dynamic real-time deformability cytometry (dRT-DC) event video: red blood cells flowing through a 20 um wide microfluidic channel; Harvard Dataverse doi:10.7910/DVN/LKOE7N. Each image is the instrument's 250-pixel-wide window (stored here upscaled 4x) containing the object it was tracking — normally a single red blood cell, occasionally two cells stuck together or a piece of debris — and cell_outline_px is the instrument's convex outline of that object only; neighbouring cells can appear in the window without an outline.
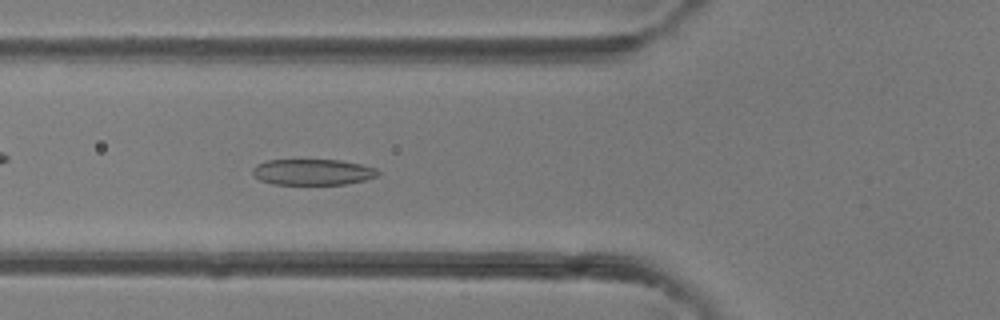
{"species": "common noctule bat (a hibernating species)", "species_latin": "Nyctalus noctula", "temperature_condition": "room temperature", "stored_images_in_passage": 42, "camera_frame_rate_fps": 3000, "um_per_image_px": 0.085, "animal": {"sex": "female"}, "frame": {"image": 1, "passage_image": 16, "time_ms": 5.0, "image_size_px": [1000, 320], "cell_outline_px": [[380, 172], [376, 176], [364, 180], [344, 184], [272, 184], [260, 180], [252, 172], [252, 168], [256, 164], [268, 160], [340, 160], [360, 164], [376, 168]], "centroid_in_image_um": [26.56, 14.62], "position_along_channel_um": 99.2, "area_um2": 18.84}}
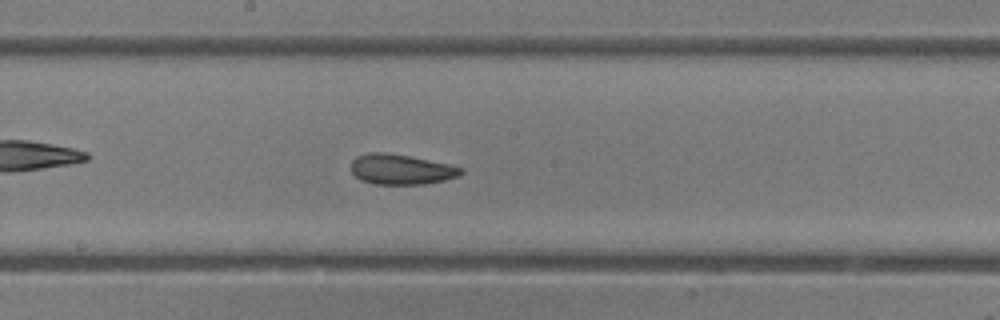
{"frame": {"image": 2, "passage_image": 23, "time_ms": 7.333, "image_size_px": [1000, 320], "cell_outline_px": [[464, 172], [460, 176], [444, 180], [424, 184], [376, 184], [360, 180], [352, 172], [352, 160], [356, 156], [368, 152], [384, 152], [408, 156], [448, 164], [464, 168]], "centroid_in_image_um": [34.1, 14.4], "position_along_channel_um": 214.1, "area_um2": 19.31}}
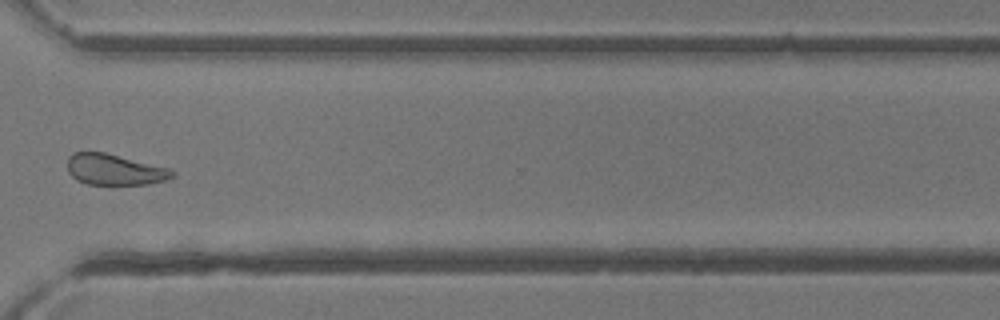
{"frame": {"image": 3, "passage_image": 32, "time_ms": 10.333, "image_size_px": [1000, 320], "cell_outline_px": [[176, 172], [172, 176], [164, 180], [148, 184], [88, 184], [76, 180], [68, 172], [68, 156], [72, 152], [104, 152], [168, 168]], "centroid_in_image_um": [9.69, 14.41], "position_along_channel_um": 360.9, "area_um2": 18.67}}